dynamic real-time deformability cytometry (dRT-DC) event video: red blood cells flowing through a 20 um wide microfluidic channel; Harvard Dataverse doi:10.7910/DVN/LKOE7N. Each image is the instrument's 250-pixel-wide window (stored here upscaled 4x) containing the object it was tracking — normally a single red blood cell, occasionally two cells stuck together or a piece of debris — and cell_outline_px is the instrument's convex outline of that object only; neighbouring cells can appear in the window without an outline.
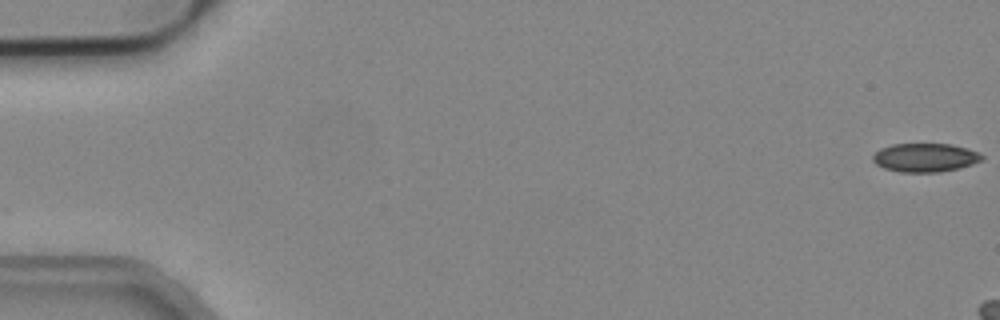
{"species": "common noctule bat (a hibernating species)", "species_latin": "Nyctalus noctula", "temperature_condition": "cold", "stored_images_in_passage": 17, "camera_frame_rate_fps": 3000, "um_per_image_px": 0.085, "animal": {"sex": "male", "body_mass_g": 19.2, "forearm_length_mm": 51.8}, "frame": {"image": 1, "passage_image": 1, "time_ms": 0.0, "image_size_px": [1000, 320], "cell_outline_px": [[984, 156], [980, 160], [972, 164], [960, 168], [940, 172], [900, 172], [884, 168], [876, 164], [872, 160], [872, 156], [880, 148], [892, 144], [952, 144], [968, 148], [980, 152]], "centroid_in_image_um": [78.64, 13.39], "position_along_channel_um": 6.4, "area_um2": 18.32}}
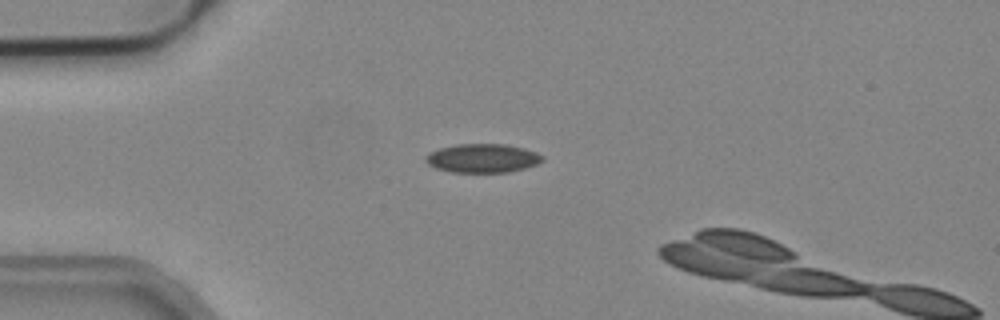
{"frame": {"image": 2, "passage_image": 14, "time_ms": 4.333, "image_size_px": [1000, 320], "cell_outline_px": [[544, 160], [536, 164], [524, 168], [508, 172], [448, 172], [436, 168], [428, 164], [424, 160], [424, 156], [428, 152], [440, 148], [456, 144], [504, 144], [524, 148], [536, 152], [544, 156]], "centroid_in_image_um": [40.98, 13.44], "position_along_channel_um": 44.0, "area_um2": 19.71}}